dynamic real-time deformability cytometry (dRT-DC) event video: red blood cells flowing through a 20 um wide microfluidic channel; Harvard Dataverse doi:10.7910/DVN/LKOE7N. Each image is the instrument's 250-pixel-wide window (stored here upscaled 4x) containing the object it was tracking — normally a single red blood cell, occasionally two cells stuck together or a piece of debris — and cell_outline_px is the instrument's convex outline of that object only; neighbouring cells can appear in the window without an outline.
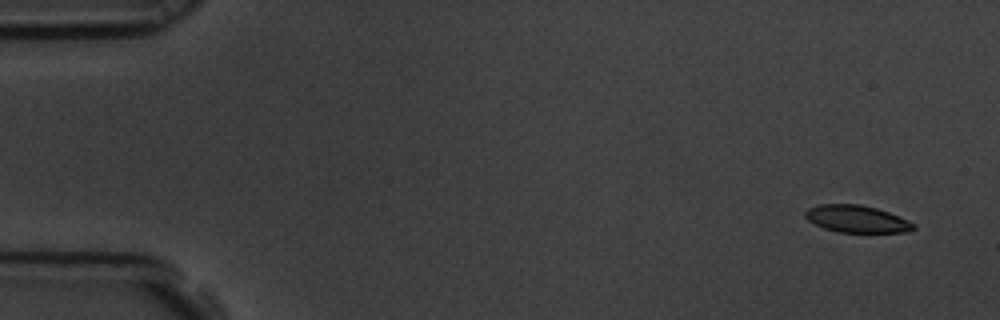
{"species": "common noctule bat (a hibernating species)", "species_latin": "Nyctalus noctula", "temperature_condition": "room temperature", "stored_images_in_passage": 16, "camera_frame_rate_fps": 3000, "um_per_image_px": 0.085, "animal": {"sex": "male", "body_mass_g": 19.5, "forearm_length_mm": 54.6}, "frame": {"image": 1, "passage_image": 1, "time_ms": 0.0, "image_size_px": [1000, 320], "cell_outline_px": [[916, 228], [908, 232], [836, 232], [824, 228], [808, 220], [804, 216], [804, 212], [808, 208], [820, 204], [860, 204], [876, 208], [888, 212], [908, 220], [916, 224]], "centroid_in_image_um": [72.83, 18.61], "position_along_channel_um": 12.2, "area_um2": 17.17}}
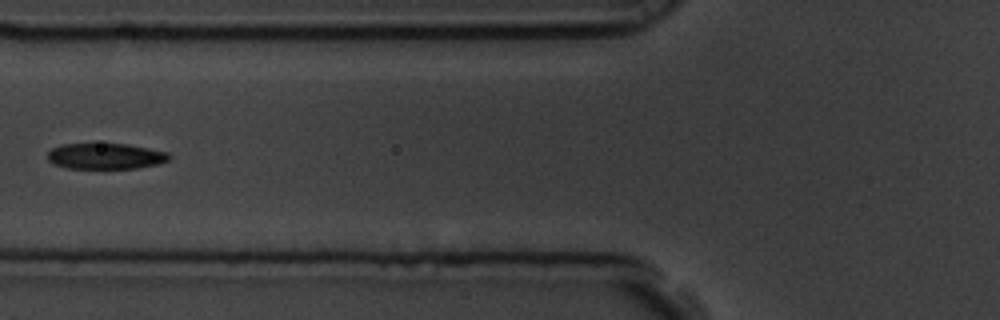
{"frame": {"image": 2, "passage_image": 6, "time_ms": 1.667, "image_size_px": [1000, 320], "cell_outline_px": [[172, 156], [168, 160], [160, 164], [136, 168], [68, 168], [52, 164], [48, 160], [48, 152], [52, 148], [60, 144], [92, 140], [128, 144], [168, 152]], "centroid_in_image_um": [8.93, 13.21], "position_along_channel_um": 116.9, "area_um2": 19.36}}
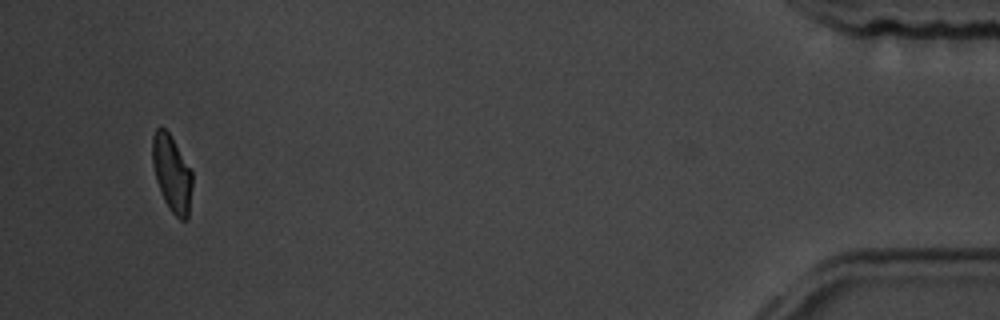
{"frame": {"image": 3, "passage_image": 15, "time_ms": 4.667, "image_size_px": [1000, 320], "cell_outline_px": [[192, 188], [188, 220], [180, 220], [172, 212], [164, 200], [156, 180], [152, 164], [152, 136], [156, 128], [164, 128], [168, 132], [192, 172]], "centroid_in_image_um": [14.6, 14.78], "position_along_channel_um": 420.6, "area_um2": 17.63}}